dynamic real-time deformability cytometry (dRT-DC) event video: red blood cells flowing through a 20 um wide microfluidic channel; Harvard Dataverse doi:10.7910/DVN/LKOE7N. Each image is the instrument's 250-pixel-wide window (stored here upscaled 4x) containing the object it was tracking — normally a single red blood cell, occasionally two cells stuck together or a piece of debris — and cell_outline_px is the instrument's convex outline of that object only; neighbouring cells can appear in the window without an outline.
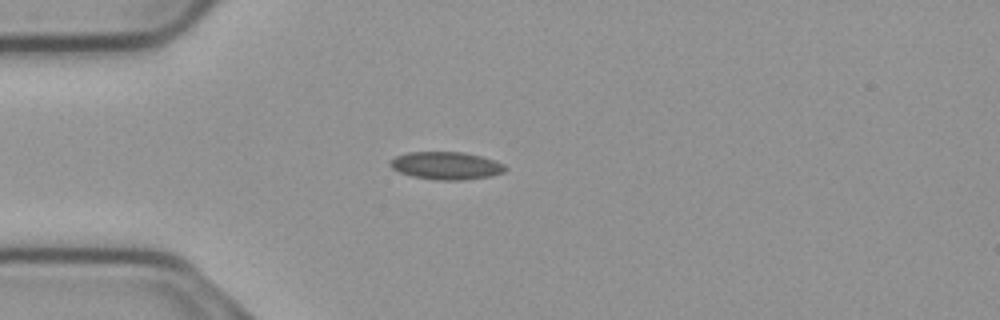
{"species": "common noctule bat (a hibernating species)", "species_latin": "Nyctalus noctula", "temperature_condition": "cold", "stored_images_in_passage": 43, "camera_frame_rate_fps": 3000, "um_per_image_px": 0.085, "animal": {"sex": "male", "body_mass_g": 23.1, "forearm_length_mm": 52.7}, "frame": {"image": 1, "passage_image": 2, "time_ms": 0.333, "image_size_px": [1000, 320], "cell_outline_px": [[508, 168], [504, 172], [488, 176], [464, 180], [436, 180], [412, 176], [400, 172], [392, 168], [388, 164], [396, 156], [408, 152], [460, 152], [480, 156], [504, 164]], "centroid_in_image_um": [37.91, 14.08], "position_along_channel_um": 47.1, "area_um2": 18.38}}
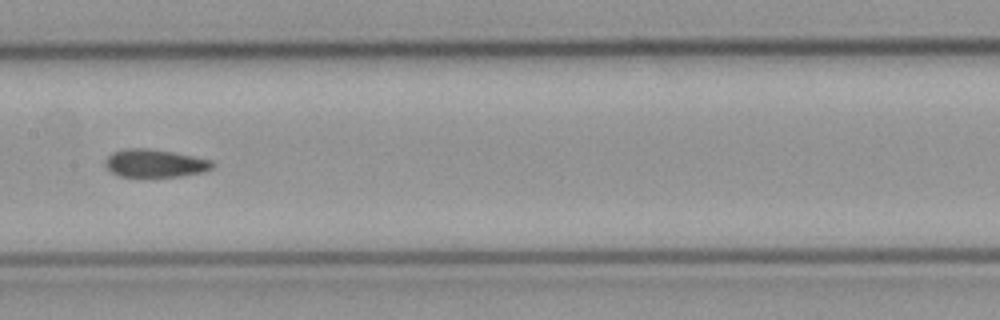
{"frame": {"image": 2, "passage_image": 15, "time_ms": 4.667, "image_size_px": [1000, 320], "cell_outline_px": [[216, 164], [212, 168], [204, 172], [180, 176], [120, 176], [112, 172], [104, 164], [108, 156], [112, 152], [124, 148], [148, 148], [172, 152], [212, 160]], "centroid_in_image_um": [13.18, 13.87], "position_along_channel_um": 194.2, "area_um2": 17.34}}
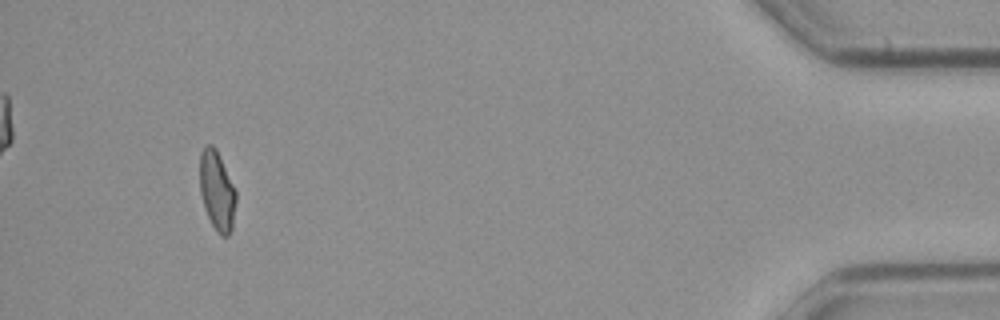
{"frame": {"image": 3, "passage_image": 39, "time_ms": 12.667, "image_size_px": [1000, 320], "cell_outline_px": [[236, 200], [232, 228], [228, 236], [220, 236], [216, 232], [208, 216], [200, 192], [200, 152], [208, 144], [212, 144], [216, 148], [236, 188]], "centroid_in_image_um": [18.46, 16.2], "position_along_channel_um": 416.7, "area_um2": 16.82}, "authors_computed_cell_mechanics": {"area_um2": 17.34, "velocity_mm_per_s": 3.7153, "shape_relaxation_time_tau1_ms": null, "shape_relaxation_time_tau2_ms": 3.6641, "deformation_change_tau1": null, "deformation_change_tau2": 0.0657}}